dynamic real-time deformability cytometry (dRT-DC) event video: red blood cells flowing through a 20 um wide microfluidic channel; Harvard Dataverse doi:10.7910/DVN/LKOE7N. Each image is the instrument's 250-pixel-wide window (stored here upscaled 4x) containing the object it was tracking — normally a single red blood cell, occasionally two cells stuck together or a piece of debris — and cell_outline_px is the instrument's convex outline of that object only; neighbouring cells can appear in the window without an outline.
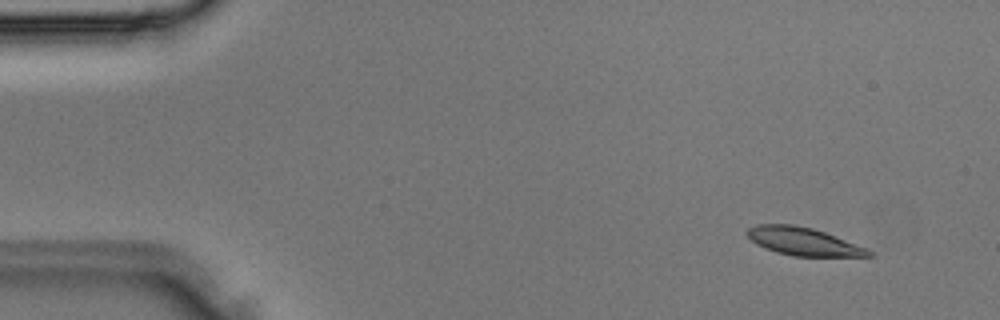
{"species": "Egyptian fruit bat (a non-hibernating species)", "species_latin": "Rousettus aegyptiacus", "temperature_condition": "room temperature", "stored_images_in_passage": 3, "camera_frame_rate_fps": 3000, "um_per_image_px": 0.085, "animal": {"sex": "male"}, "frame": {"image": 1, "passage_image": 1, "time_ms": 0.0, "image_size_px": [1000, 320], "cell_outline_px": [[872, 256], [792, 256], [776, 252], [764, 248], [756, 244], [744, 232], [748, 228], [756, 224], [796, 224], [812, 228], [824, 232], [868, 248], [872, 252]], "centroid_in_image_um": [68.25, 20.51], "position_along_channel_um": 16.8, "area_um2": 19.83}}
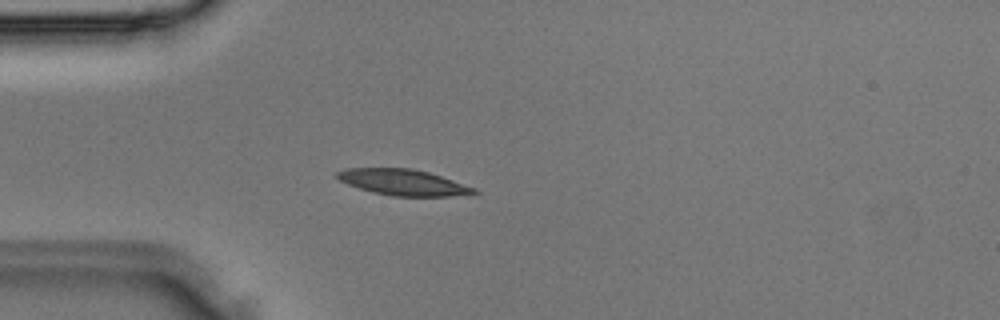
{"frame": {"image": 2, "passage_image": 3, "time_ms": 0.667, "image_size_px": [1000, 320], "cell_outline_px": [[480, 192], [448, 196], [392, 196], [372, 192], [348, 184], [332, 176], [336, 172], [344, 168], [412, 168], [428, 172], [476, 188]], "centroid_in_image_um": [34.2, 15.49], "position_along_channel_um": 50.8, "area_um2": 20.63}}